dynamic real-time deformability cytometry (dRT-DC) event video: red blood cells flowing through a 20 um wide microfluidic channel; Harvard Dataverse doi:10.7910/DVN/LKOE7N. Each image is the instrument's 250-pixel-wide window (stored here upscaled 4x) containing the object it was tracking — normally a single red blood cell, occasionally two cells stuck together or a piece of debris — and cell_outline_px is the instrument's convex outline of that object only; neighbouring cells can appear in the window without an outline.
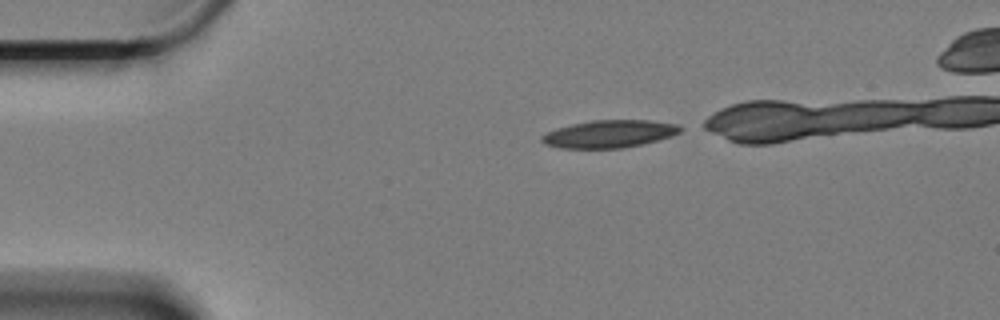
{"species": "Egyptian fruit bat (a non-hibernating species)", "species_latin": "Rousettus aegyptiacus", "temperature_condition": "cold", "stored_images_in_passage": 38, "camera_frame_rate_fps": 3000, "um_per_image_px": 0.085, "animal": {"sex": "female"}, "frame": {"image": 1, "passage_image": 1, "time_ms": 0.0, "image_size_px": [1000, 320], "cell_outline_px": [[688, 128], [672, 136], [640, 144], [620, 148], [560, 148], [544, 144], [540, 140], [540, 136], [556, 128], [572, 124], [592, 120], [648, 120], [680, 124]], "centroid_in_image_um": [51.83, 11.37], "position_along_channel_um": 33.2, "area_um2": 22.37}}
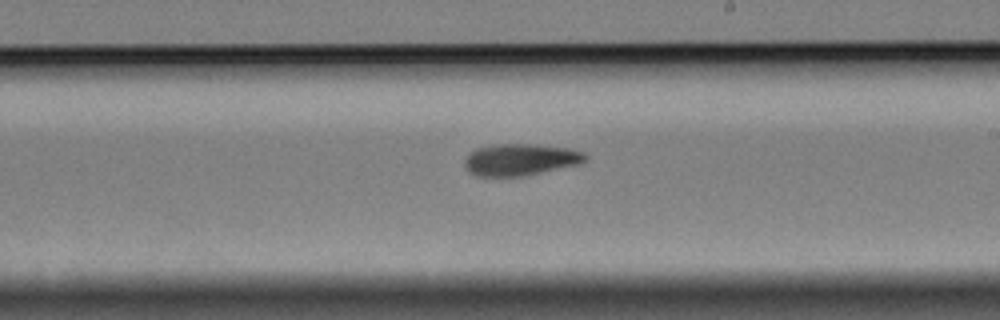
{"frame": {"image": 2, "passage_image": 24, "time_ms": 7.667, "image_size_px": [1000, 320], "cell_outline_px": [[588, 160], [580, 164], [520, 176], [480, 176], [472, 172], [464, 164], [464, 160], [468, 152], [476, 148], [496, 144], [532, 144], [568, 148], [584, 152], [588, 156]], "centroid_in_image_um": [44.26, 13.55], "position_along_channel_um": 244.7, "area_um2": 22.2}}
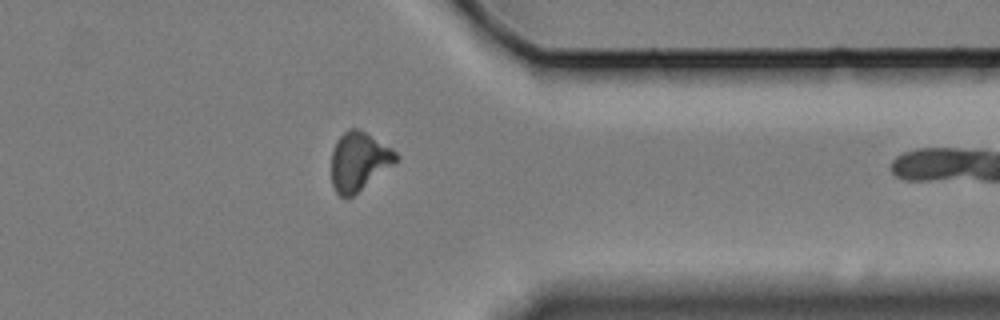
{"frame": {"image": 3, "passage_image": 37, "time_ms": 12.0, "image_size_px": [1000, 320], "cell_outline_px": [[400, 160], [396, 164], [352, 196], [340, 196], [336, 192], [332, 184], [332, 152], [336, 140], [348, 128], [360, 128], [392, 148], [400, 156]], "centroid_in_image_um": [30.55, 13.69], "position_along_channel_um": 380.9, "area_um2": 22.31}}